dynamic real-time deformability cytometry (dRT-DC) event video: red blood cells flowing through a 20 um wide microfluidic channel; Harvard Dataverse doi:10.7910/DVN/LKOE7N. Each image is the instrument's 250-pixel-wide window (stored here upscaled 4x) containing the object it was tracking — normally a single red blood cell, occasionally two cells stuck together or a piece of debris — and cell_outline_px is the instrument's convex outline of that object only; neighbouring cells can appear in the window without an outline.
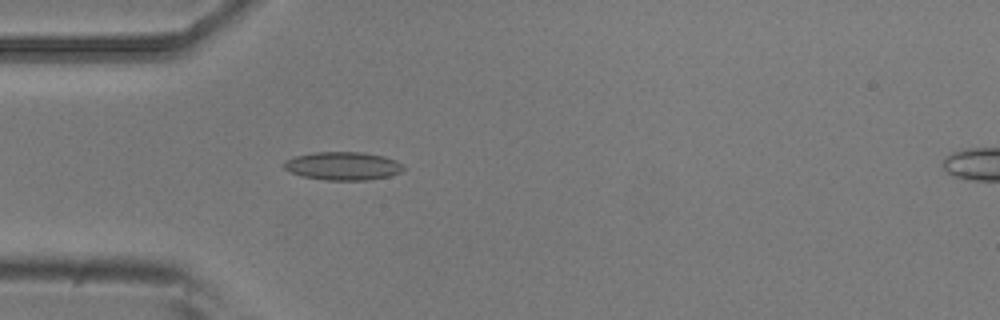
{"species": "common noctule bat (a hibernating species)", "species_latin": "Nyctalus noctula", "temperature_condition": "room temperature", "stored_images_in_passage": 3, "camera_frame_rate_fps": 3000, "um_per_image_px": 0.085, "animal": {"sex": "male", "body_mass_g": 20.5, "forearm_length_mm": 52.5}, "frame": {"image": 1, "passage_image": 3, "time_ms": 0.667, "image_size_px": [1000, 320], "cell_outline_px": [[404, 168], [400, 172], [388, 176], [368, 180], [324, 180], [304, 176], [292, 172], [284, 168], [284, 160], [296, 156], [312, 152], [364, 152], [384, 156], [396, 160]], "centroid_in_image_um": [29.14, 14.1], "position_along_channel_um": 55.9, "area_um2": 19.54}}